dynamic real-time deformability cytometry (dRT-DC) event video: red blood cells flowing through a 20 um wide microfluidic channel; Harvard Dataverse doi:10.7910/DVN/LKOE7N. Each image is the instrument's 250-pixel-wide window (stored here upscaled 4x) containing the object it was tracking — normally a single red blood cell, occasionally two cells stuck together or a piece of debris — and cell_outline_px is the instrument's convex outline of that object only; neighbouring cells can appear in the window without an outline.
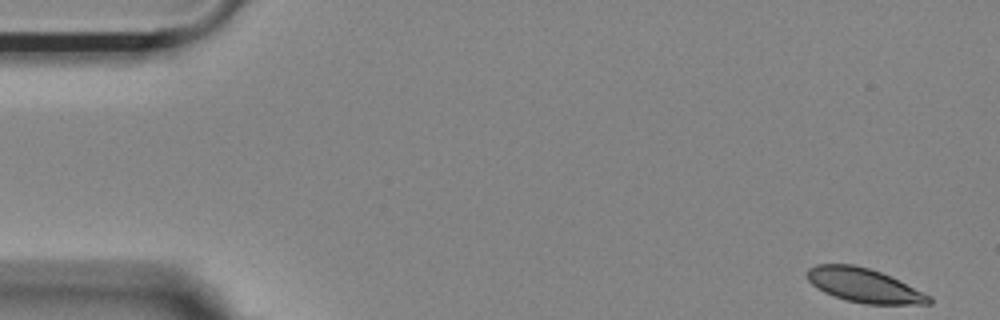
{"species": "Egyptian fruit bat (a non-hibernating species)", "species_latin": "Rousettus aegyptiacus", "temperature_condition": "room temperature", "stored_images_in_passage": 54, "segment_of_instrument_passage": [1, 2], "camera_frame_rate_fps": 3000, "um_per_image_px": 0.085, "animal": {"sex": "female"}, "frame": {"image": 1, "passage_image": 1, "time_ms": 0.0, "image_size_px": [1000, 320], "cell_outline_px": [[932, 304], [864, 304], [844, 300], [832, 296], [816, 288], [808, 280], [808, 268], [816, 264], [852, 264], [868, 268], [880, 272], [932, 296]], "centroid_in_image_um": [73.43, 24.27], "position_along_channel_um": 11.6, "area_um2": 24.1}}
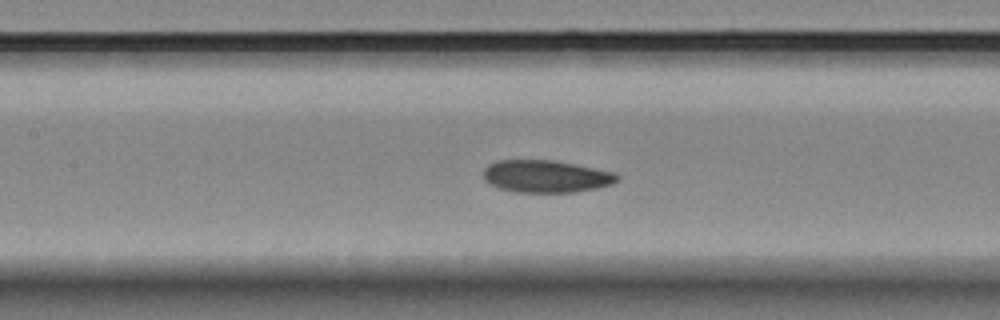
{"frame": {"image": 2, "passage_image": 23, "time_ms": 7.333, "image_size_px": [1000, 320], "cell_outline_px": [[620, 180], [612, 184], [596, 188], [576, 192], [516, 192], [500, 188], [484, 180], [484, 168], [488, 164], [496, 160], [556, 160], [616, 172], [620, 176]], "centroid_in_image_um": [46.45, 14.98], "position_along_channel_um": 160.9, "area_um2": 25.43}}
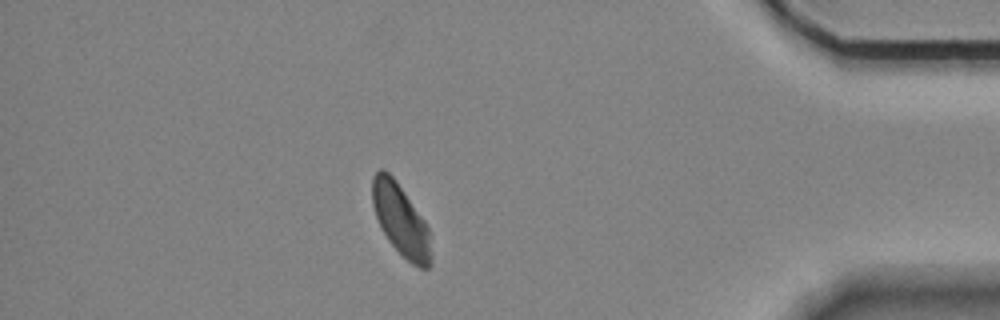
{"frame": {"image": 3, "passage_image": 46, "time_ms": 15.0, "image_size_px": [1000, 320], "cell_outline_px": [[432, 264], [428, 268], [420, 268], [412, 264], [388, 240], [380, 228], [372, 204], [372, 176], [380, 168], [384, 168], [396, 180], [424, 220], [428, 228], [432, 256]], "centroid_in_image_um": [34.06, 18.7], "position_along_channel_um": 401.1, "area_um2": 24.45}}